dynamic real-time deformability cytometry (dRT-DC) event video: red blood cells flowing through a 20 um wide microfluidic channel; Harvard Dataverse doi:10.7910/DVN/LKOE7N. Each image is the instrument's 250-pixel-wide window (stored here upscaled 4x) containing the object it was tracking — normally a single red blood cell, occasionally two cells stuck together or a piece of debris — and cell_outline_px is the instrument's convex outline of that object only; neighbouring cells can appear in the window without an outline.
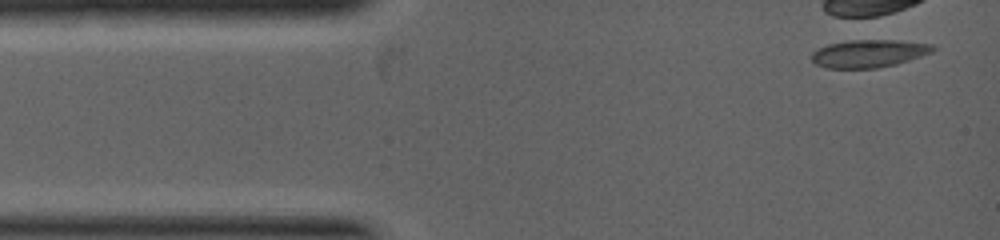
{"species": "common noctule bat (a hibernating species)", "species_latin": "Nyctalus noctula", "temperature_condition": "warm", "stored_images_in_passage": 1, "camera_frame_rate_fps": 5000, "um_per_image_px": 0.085, "animal": {"sex": "female", "body_mass_g": 19.0, "forearm_length_mm": 53.3}, "frame": {"image": 1, "passage_image": 1, "time_ms": 0.0, "image_size_px": [1000, 240], "cell_outline_px": [[936, 48], [932, 52], [896, 64], [876, 68], [828, 68], [816, 64], [812, 60], [812, 52], [828, 44], [848, 40], [892, 40], [932, 44]], "centroid_in_image_um": [73.84, 4.54], "position_along_channel_um": 11.2, "area_um2": 19.36}}